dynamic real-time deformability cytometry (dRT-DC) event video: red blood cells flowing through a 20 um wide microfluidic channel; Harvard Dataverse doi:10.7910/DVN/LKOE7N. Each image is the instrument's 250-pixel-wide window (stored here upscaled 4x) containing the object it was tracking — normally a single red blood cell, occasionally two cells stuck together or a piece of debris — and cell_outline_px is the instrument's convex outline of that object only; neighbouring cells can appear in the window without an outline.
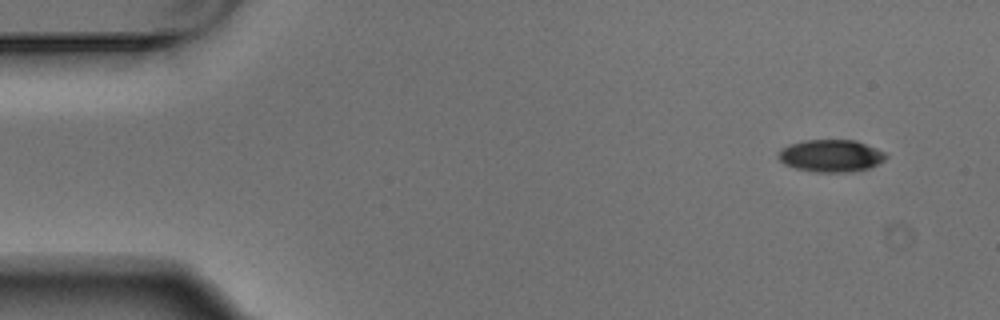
{"species": "Egyptian fruit bat (a non-hibernating species)", "species_latin": "Rousettus aegyptiacus", "temperature_condition": "warm", "stored_images_in_passage": 6, "camera_frame_rate_fps": 3000, "um_per_image_px": 0.085, "animal": {"sex": "male"}, "frame": {"image": 1, "passage_image": 6, "time_ms": 1.667, "image_size_px": [1000, 320], "cell_outline_px": [[888, 156], [884, 160], [868, 168], [848, 172], [816, 172], [796, 168], [784, 164], [776, 156], [788, 144], [804, 140], [856, 140], [876, 148], [884, 152]], "centroid_in_image_um": [70.62, 13.23], "position_along_channel_um": 14.4, "area_um2": 20.11}}